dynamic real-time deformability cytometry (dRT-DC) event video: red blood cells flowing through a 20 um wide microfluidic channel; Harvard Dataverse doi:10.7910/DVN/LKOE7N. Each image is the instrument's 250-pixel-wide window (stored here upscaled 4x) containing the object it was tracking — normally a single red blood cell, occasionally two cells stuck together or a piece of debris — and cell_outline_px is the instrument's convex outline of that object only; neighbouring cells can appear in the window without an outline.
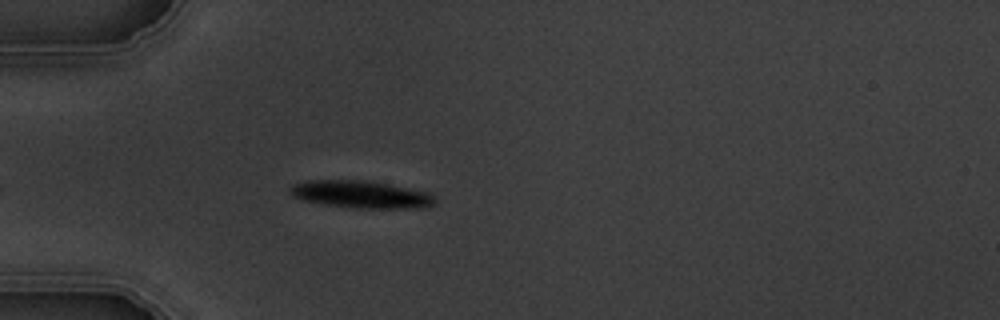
{"species": "common noctule bat (a hibernating species)", "species_latin": "Nyctalus noctula", "temperature_condition": "warm", "stored_images_in_passage": 2, "camera_frame_rate_fps": 3000, "um_per_image_px": 0.085, "animal": {"sex": "male", "body_mass_g": 19.5, "forearm_length_mm": 54.6}, "frame": {"image": 1, "passage_image": 2, "time_ms": 1.0, "image_size_px": [1000, 320], "cell_outline_px": [[436, 204], [424, 208], [348, 208], [304, 200], [292, 196], [288, 188], [292, 184], [308, 180], [368, 180], [388, 184], [424, 192], [436, 196]], "centroid_in_image_um": [30.67, 16.53], "position_along_channel_um": 54.3, "area_um2": 23.18}}